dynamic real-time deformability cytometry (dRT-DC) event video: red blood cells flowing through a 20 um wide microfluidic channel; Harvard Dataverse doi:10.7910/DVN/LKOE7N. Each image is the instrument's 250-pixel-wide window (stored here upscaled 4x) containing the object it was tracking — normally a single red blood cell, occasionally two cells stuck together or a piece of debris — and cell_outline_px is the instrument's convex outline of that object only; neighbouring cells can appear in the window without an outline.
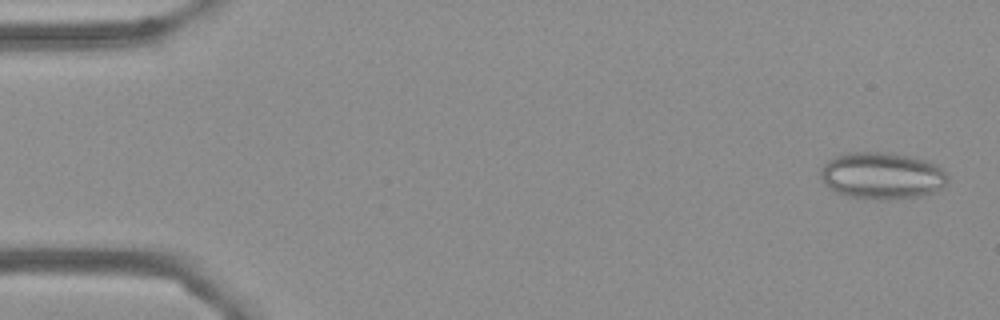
{"species": "Egyptian fruit bat (a non-hibernating species)", "species_latin": "Rousettus aegyptiacus", "temperature_condition": "cold", "stored_images_in_passage": 55, "camera_frame_rate_fps": 3000, "um_per_image_px": 0.085, "frame": {"image": 1, "passage_image": 2, "time_ms": 0.333, "image_size_px": [1000, 320], "cell_outline_px": [[948, 180], [944, 188], [920, 196], [884, 200], [880, 200], [848, 196], [836, 192], [828, 188], [824, 184], [820, 176], [820, 172], [824, 164], [828, 160], [836, 156], [848, 152], [888, 152], [912, 156], [928, 160], [936, 164], [948, 176]], "centroid_in_image_um": [74.98, 14.93], "position_along_channel_um": 10.0, "area_um2": 35.03}}
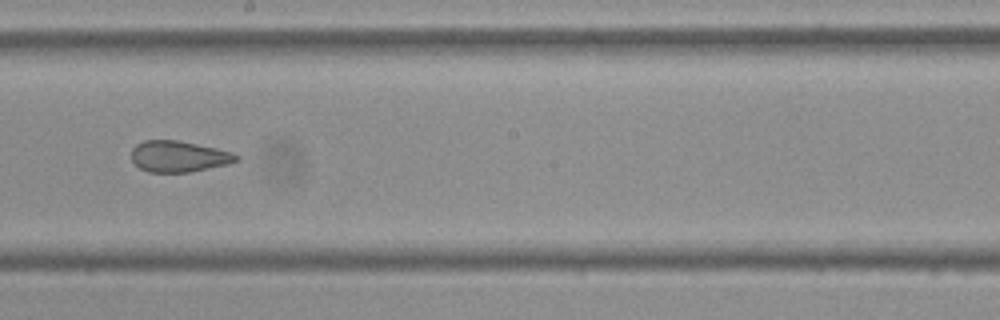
{"frame": {"image": 2, "passage_image": 31, "time_ms": 10.0, "image_size_px": [1000, 320], "cell_outline_px": [[240, 160], [228, 164], [188, 172], [148, 172], [140, 168], [132, 160], [132, 148], [136, 144], [144, 140], [180, 140], [216, 148], [232, 152], [240, 156]], "centroid_in_image_um": [15.2, 13.29], "position_along_channel_um": 233.0, "area_um2": 19.07}}
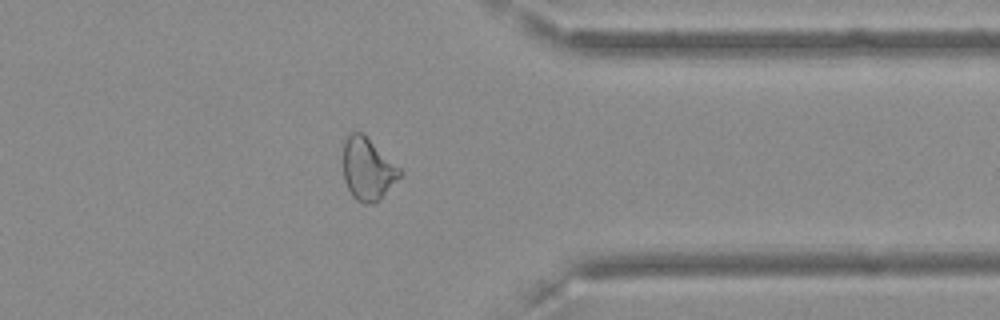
{"frame": {"image": 3, "passage_image": 44, "time_ms": 14.333, "image_size_px": [1000, 320], "cell_outline_px": [[400, 176], [380, 200], [372, 204], [360, 204], [352, 196], [344, 180], [344, 136], [352, 132], [364, 132], [400, 168]], "centroid_in_image_um": [31.24, 14.35], "position_along_channel_um": 380.2, "area_um2": 20.75}, "authors_computed_cell_mechanics": {"area_um2": 21.9062, "velocity_mm_per_s": 3.5968, "shape_relaxation_time_tau1_ms": null, "shape_relaxation_time_tau2_ms": 2.09, "deformation_change_tau1": null, "deformation_change_tau2": 0.0912}}